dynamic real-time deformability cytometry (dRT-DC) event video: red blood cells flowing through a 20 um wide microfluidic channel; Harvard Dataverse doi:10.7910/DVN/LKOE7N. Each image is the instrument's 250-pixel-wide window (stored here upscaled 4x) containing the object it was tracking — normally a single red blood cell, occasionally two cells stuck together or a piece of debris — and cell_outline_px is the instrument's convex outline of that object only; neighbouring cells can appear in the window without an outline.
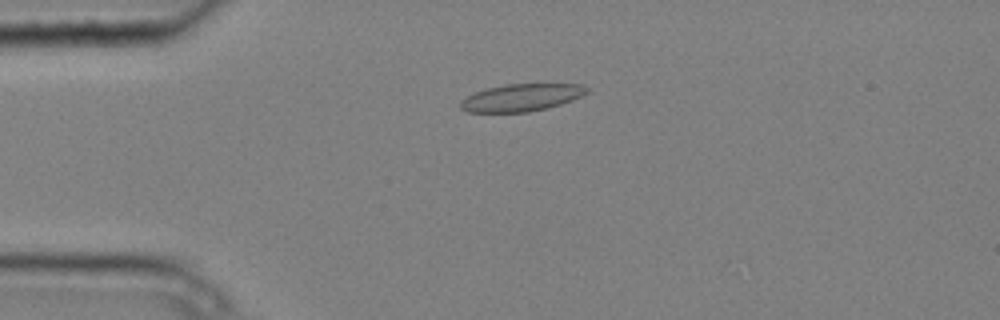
{"species": "common noctule bat (a hibernating species)", "species_latin": "Nyctalus noctula", "temperature_condition": "cold", "stored_images_in_passage": 5, "camera_frame_rate_fps": 3000, "um_per_image_px": 0.085, "animal": {"sex": "male", "body_mass_g": 20.4}, "frame": {"image": 1, "passage_image": 4, "time_ms": 1.0, "image_size_px": [1000, 320], "cell_outline_px": [[588, 92], [572, 100], [560, 104], [528, 112], [468, 112], [460, 108], [460, 100], [476, 92], [488, 88], [504, 84], [580, 84], [588, 88]], "centroid_in_image_um": [44.3, 8.29], "position_along_channel_um": 40.7, "area_um2": 19.88}}